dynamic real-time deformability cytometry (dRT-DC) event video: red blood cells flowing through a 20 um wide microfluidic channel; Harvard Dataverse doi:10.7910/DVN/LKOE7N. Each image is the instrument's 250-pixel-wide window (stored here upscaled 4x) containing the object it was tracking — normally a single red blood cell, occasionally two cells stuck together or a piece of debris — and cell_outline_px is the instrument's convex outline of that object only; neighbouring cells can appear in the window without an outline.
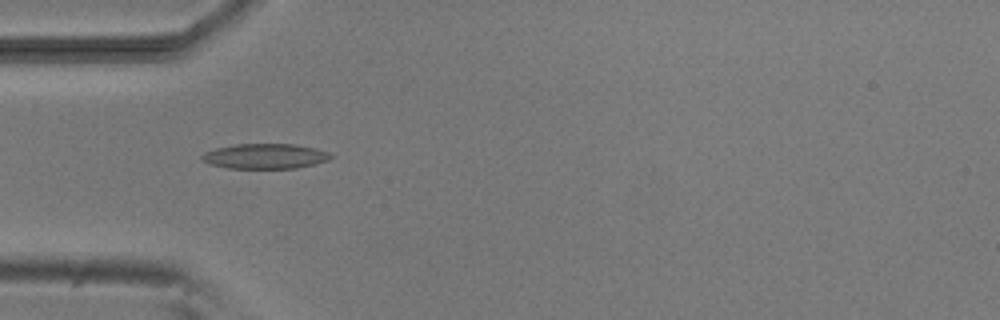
{"species": "common noctule bat (a hibernating species)", "species_latin": "Nyctalus noctula", "temperature_condition": "room temperature", "stored_images_in_passage": 7, "camera_frame_rate_fps": 3000, "um_per_image_px": 0.085, "animal": {"sex": "male", "body_mass_g": 20.5, "forearm_length_mm": 52.5}, "frame": {"image": 1, "passage_image": 3, "time_ms": 2.333, "image_size_px": [1000, 320], "cell_outline_px": [[332, 156], [328, 160], [296, 168], [228, 168], [208, 164], [200, 156], [204, 152], [216, 148], [236, 144], [296, 144], [316, 148], [328, 152]], "centroid_in_image_um": [22.51, 13.27], "position_along_channel_um": 62.5, "area_um2": 18.73}}
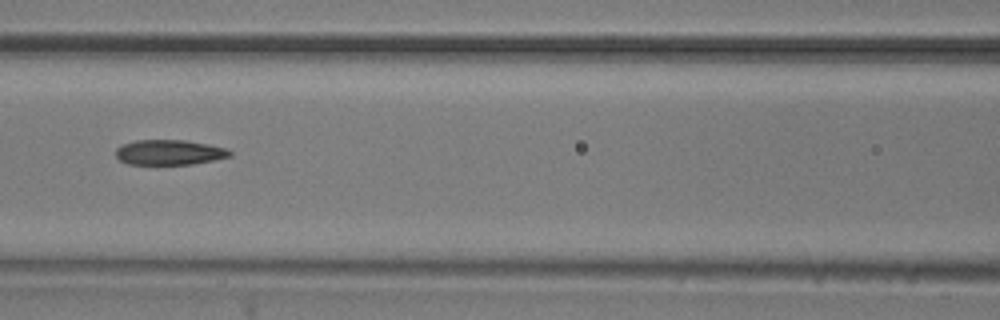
{"frame": {"image": 2, "passage_image": 5, "time_ms": 4.667, "image_size_px": [1000, 320], "cell_outline_px": [[232, 156], [192, 164], [128, 164], [120, 160], [116, 156], [116, 148], [120, 144], [136, 140], [184, 140], [208, 144], [228, 148], [232, 152]], "centroid_in_image_um": [14.39, 12.94], "position_along_channel_um": 152.2, "area_um2": 16.76}}
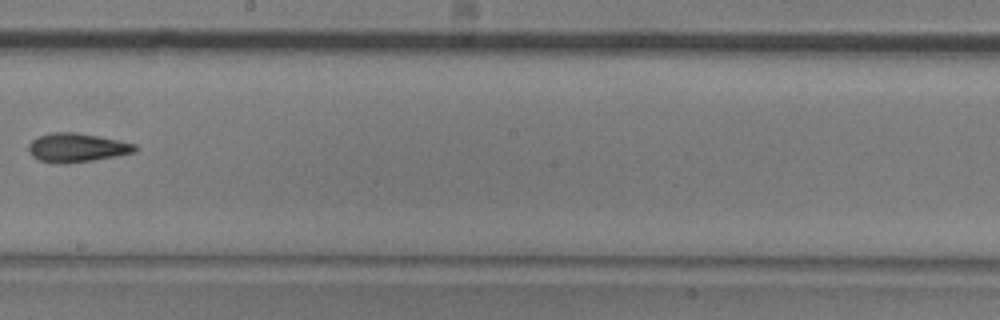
{"frame": {"image": 3, "passage_image": 7, "time_ms": 7.0, "image_size_px": [1000, 320], "cell_outline_px": [[136, 152], [116, 156], [92, 160], [64, 164], [60, 164], [40, 160], [32, 156], [28, 152], [28, 144], [36, 136], [48, 132], [76, 132], [136, 144]], "centroid_in_image_um": [6.47, 12.54], "position_along_channel_um": 241.7, "area_um2": 17.92}}